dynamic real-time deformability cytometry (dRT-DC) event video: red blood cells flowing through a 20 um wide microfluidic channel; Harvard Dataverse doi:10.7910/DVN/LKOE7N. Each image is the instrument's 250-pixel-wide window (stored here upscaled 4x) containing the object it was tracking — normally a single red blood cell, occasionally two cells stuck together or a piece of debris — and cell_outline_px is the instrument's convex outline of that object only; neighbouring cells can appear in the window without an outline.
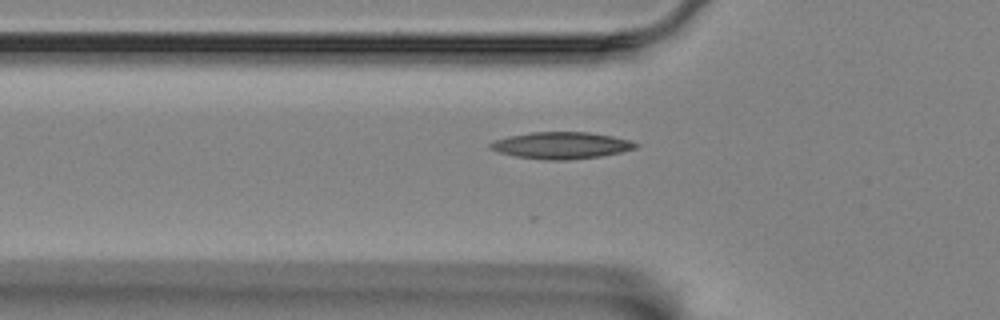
{"species": "Egyptian fruit bat (a non-hibernating species)", "species_latin": "Rousettus aegyptiacus", "temperature_condition": "room temperature", "stored_images_in_passage": 23, "camera_frame_rate_fps": 3000, "um_per_image_px": 0.085, "animal": {"sex": "female"}, "frame": {"image": 1, "passage_image": 7, "time_ms": 2.0, "image_size_px": [1000, 320], "cell_outline_px": [[640, 144], [636, 148], [620, 152], [600, 156], [568, 160], [544, 160], [516, 156], [500, 152], [488, 148], [488, 144], [496, 140], [508, 136], [532, 132], [588, 132], [612, 136], [632, 140]], "centroid_in_image_um": [47.73, 12.36], "position_along_channel_um": 78.1, "area_um2": 22.66}}
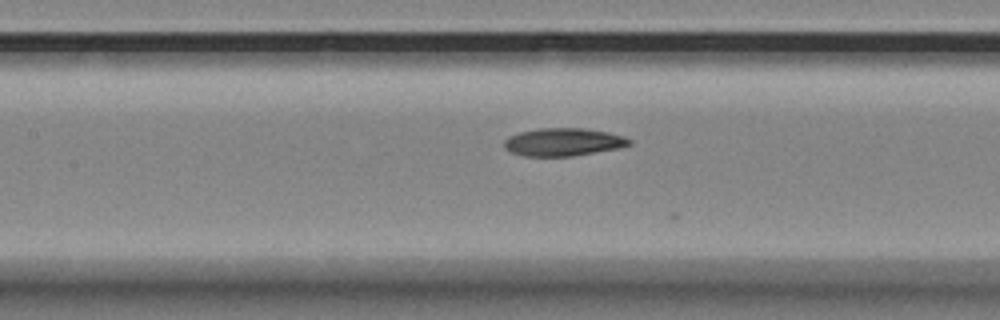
{"frame": {"image": 2, "passage_image": 14, "time_ms": 4.333, "image_size_px": [1000, 320], "cell_outline_px": [[632, 144], [616, 148], [572, 156], [524, 156], [512, 152], [504, 148], [504, 140], [508, 136], [520, 132], [540, 128], [584, 128], [608, 132], [624, 136], [632, 140]], "centroid_in_image_um": [47.86, 12.06], "position_along_channel_um": 159.5, "area_um2": 20.23}}
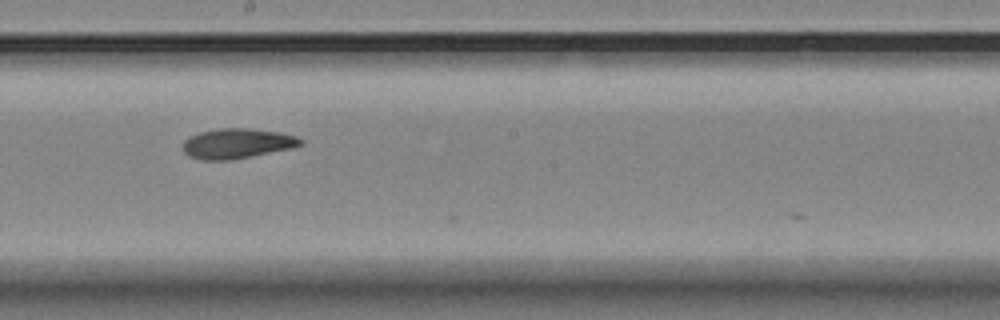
{"frame": {"image": 3, "passage_image": 20, "time_ms": 6.333, "image_size_px": [1000, 320], "cell_outline_px": [[304, 144], [292, 148], [232, 160], [204, 160], [188, 156], [184, 152], [184, 140], [188, 136], [200, 132], [220, 128], [248, 128], [280, 132], [296, 136], [304, 140]], "centroid_in_image_um": [20.17, 12.19], "position_along_channel_um": 228.0, "area_um2": 20.69}}